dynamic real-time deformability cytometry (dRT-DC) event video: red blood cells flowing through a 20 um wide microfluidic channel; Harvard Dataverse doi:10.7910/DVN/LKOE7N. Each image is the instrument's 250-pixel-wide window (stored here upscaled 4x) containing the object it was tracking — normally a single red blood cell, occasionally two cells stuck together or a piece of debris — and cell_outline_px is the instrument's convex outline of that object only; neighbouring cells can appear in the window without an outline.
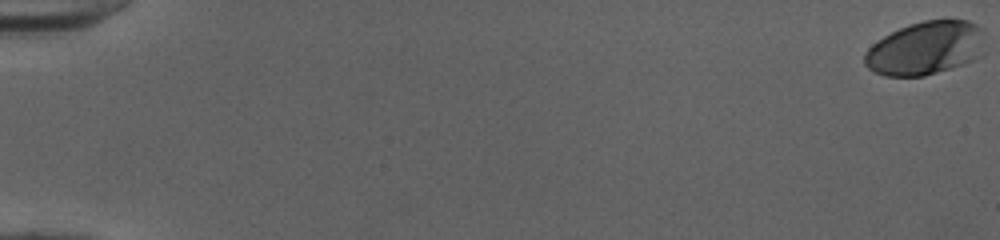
{"species": "human", "species_latin": "Homo sapiens", "temperature_condition": "cold", "stored_images_in_passage": 54, "camera_frame_rate_fps": 3000, "um_per_image_px": 0.085, "donor": {"sex": "female"}, "frame": {"image": 1, "passage_image": 1, "time_ms": 0.0, "image_size_px": [1000, 240], "cell_outline_px": [[984, 56], [976, 60], [964, 64], [924, 76], [884, 76], [868, 68], [864, 64], [864, 52], [872, 44], [884, 36], [908, 24], [924, 20], [968, 20], [984, 28]], "centroid_in_image_um": [78.72, 4.09], "position_along_channel_um": 6.3, "area_um2": 38.03}}
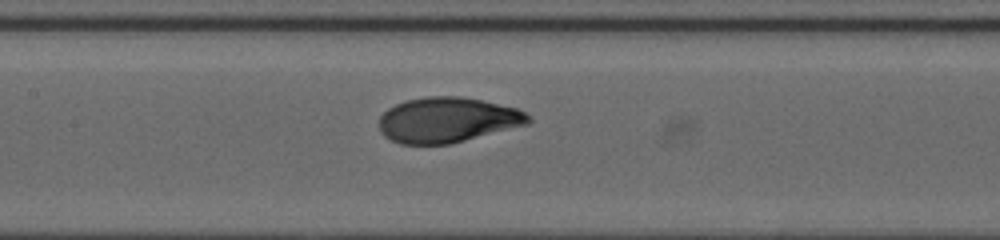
{"frame": {"image": 2, "passage_image": 28, "time_ms": 9.0, "image_size_px": [1000, 240], "cell_outline_px": [[532, 120], [528, 124], [448, 144], [400, 144], [384, 136], [380, 132], [380, 116], [388, 108], [404, 100], [428, 96], [460, 96], [480, 100], [516, 108], [524, 112]], "centroid_in_image_um": [37.99, 10.19], "position_along_channel_um": 169.4, "area_um2": 39.02}}
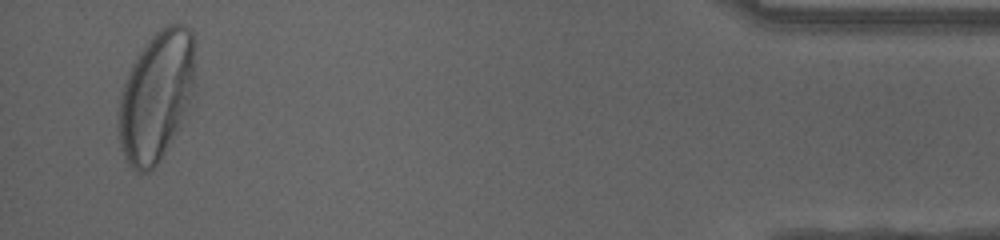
{"frame": {"image": 3, "passage_image": 52, "time_ms": 17.0, "image_size_px": [1000, 240], "cell_outline_px": [[196, 44], [192, 92], [180, 128], [160, 160], [148, 172], [136, 172], [128, 164], [120, 148], [120, 96], [128, 72], [136, 56], [152, 36], [160, 28], [168, 24], [184, 24], [192, 32]], "centroid_in_image_um": [13.31, 8.15], "position_along_channel_um": 421.9, "area_um2": 57.63}, "authors_computed_cell_mechanics": {"area_um2": 39.1884, "velocity_mm_per_s": 3.9991, "shape_relaxation_time_tau1_ms": 4.5736, "shape_relaxation_time_tau2_ms": null, "deformation_change_tau1": 0.2235, "deformation_change_tau2": null}}